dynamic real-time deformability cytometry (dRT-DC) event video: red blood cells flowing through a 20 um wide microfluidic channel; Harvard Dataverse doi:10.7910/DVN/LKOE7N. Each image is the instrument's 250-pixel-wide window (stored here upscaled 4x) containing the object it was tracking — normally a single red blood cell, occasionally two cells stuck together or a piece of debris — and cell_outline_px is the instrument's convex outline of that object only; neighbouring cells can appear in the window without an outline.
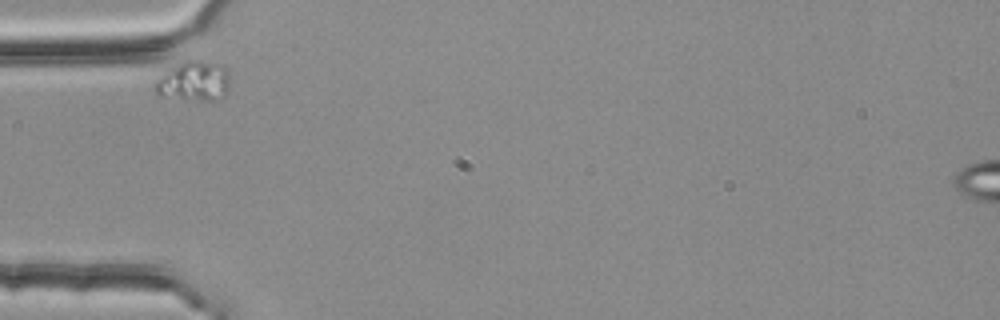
{"species": "common noctule bat (a hibernating species)", "species_latin": "Nyctalus noctula", "temperature_condition": "room temperature", "stored_images_in_passage": 33, "camera_frame_rate_fps": 3000, "um_per_image_px": 0.085, "animal": {"sex": "female", "body_mass_g": 25.1}, "frame": {"image": 1, "passage_image": 1, "time_ms": 0.0, "image_size_px": [1000, 320], "cell_outline_px": [[228, 92], [224, 96], [212, 100], [180, 100], [156, 96], [152, 84], [160, 76], [184, 60], [200, 60], [224, 64], [228, 72]], "centroid_in_image_um": [16.44, 6.92], "position_along_channel_um": 68.6, "area_um2": 17.86}}